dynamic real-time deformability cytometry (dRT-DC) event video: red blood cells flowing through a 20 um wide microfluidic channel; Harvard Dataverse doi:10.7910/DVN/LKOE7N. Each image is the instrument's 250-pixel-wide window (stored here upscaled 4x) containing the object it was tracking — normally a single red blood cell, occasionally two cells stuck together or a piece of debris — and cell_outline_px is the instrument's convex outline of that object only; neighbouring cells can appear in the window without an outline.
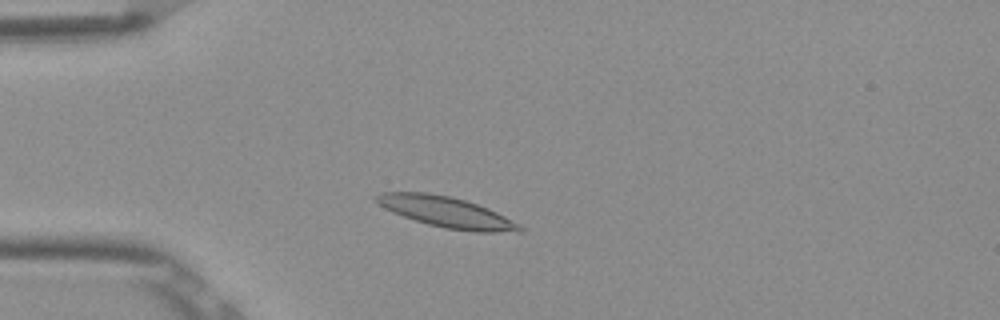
{"species": "Egyptian fruit bat (a non-hibernating species)", "species_latin": "Rousettus aegyptiacus", "temperature_condition": "room temperature", "stored_images_in_passage": 2, "camera_frame_rate_fps": 3000, "um_per_image_px": 0.085, "frame": {"image": 1, "passage_image": 2, "time_ms": 0.333, "image_size_px": [1000, 320], "cell_outline_px": [[524, 232], [476, 232], [444, 228], [428, 224], [392, 212], [384, 208], [372, 196], [380, 192], [428, 192], [452, 196], [488, 208], [520, 224], [524, 228]], "centroid_in_image_um": [37.96, 18.02], "position_along_channel_um": 47.0, "area_um2": 25.66}}